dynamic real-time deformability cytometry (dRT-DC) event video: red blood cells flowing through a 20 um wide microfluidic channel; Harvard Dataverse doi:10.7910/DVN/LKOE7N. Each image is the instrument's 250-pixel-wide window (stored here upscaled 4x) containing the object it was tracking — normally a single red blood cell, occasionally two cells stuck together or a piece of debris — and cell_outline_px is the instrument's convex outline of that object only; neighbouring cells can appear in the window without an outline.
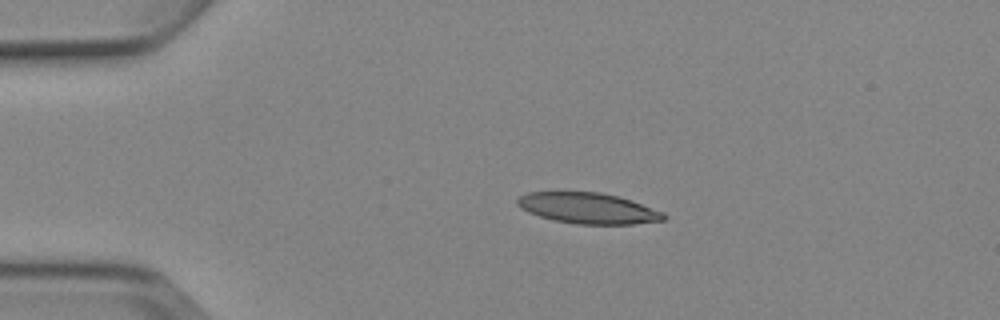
{"species": "Egyptian fruit bat (a non-hibernating species)", "species_latin": "Rousettus aegyptiacus", "temperature_condition": "cold", "stored_images_in_passage": 7, "camera_frame_rate_fps": 3000, "um_per_image_px": 0.085, "animal": {"sex": "female"}, "frame": {"image": 1, "passage_image": 1, "time_ms": 0.0, "image_size_px": [1000, 320], "cell_outline_px": [[668, 216], [664, 220], [632, 224], [576, 224], [552, 220], [528, 212], [520, 208], [516, 204], [516, 200], [520, 196], [528, 192], [600, 192], [632, 200], [664, 212]], "centroid_in_image_um": [49.99, 17.7], "position_along_channel_um": 35.0, "area_um2": 26.36}}
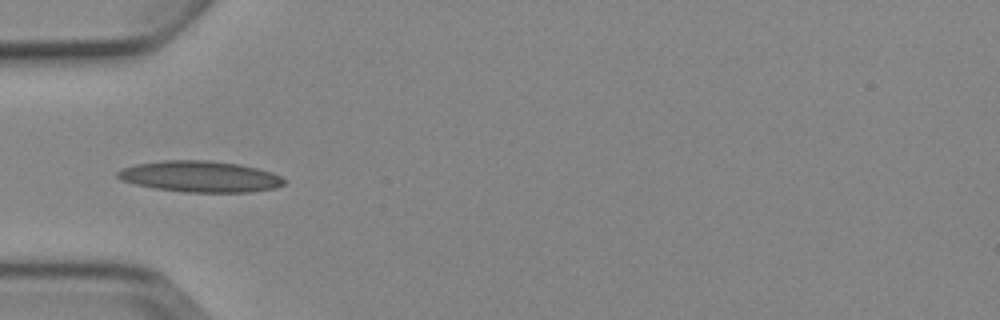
{"frame": {"image": 2, "passage_image": 7, "time_ms": 2.0, "image_size_px": [1000, 320], "cell_outline_px": [[284, 184], [276, 188], [248, 192], [184, 192], [156, 188], [136, 184], [120, 180], [116, 176], [116, 172], [120, 168], [136, 164], [164, 160], [208, 160], [240, 164], [272, 172], [280, 176], [284, 180]], "centroid_in_image_um": [16.98, 15.0], "position_along_channel_um": 68.0, "area_um2": 30.23}}